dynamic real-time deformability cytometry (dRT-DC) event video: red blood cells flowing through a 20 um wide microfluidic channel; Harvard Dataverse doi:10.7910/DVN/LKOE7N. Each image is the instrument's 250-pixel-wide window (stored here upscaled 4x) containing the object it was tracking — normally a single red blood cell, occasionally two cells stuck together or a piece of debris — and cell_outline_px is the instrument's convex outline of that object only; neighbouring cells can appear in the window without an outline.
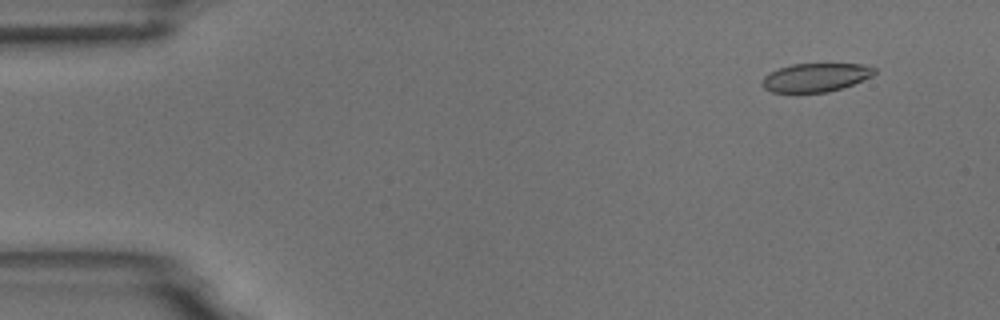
{"species": "common noctule bat (a hibernating species)", "species_latin": "Nyctalus noctula", "temperature_condition": "room temperature", "stored_images_in_passage": 8, "camera_frame_rate_fps": 3000, "um_per_image_px": 0.085, "animal": {"sex": "male", "body_mass_g": 18.8}, "frame": {"image": 1, "passage_image": 2, "time_ms": 1.0, "image_size_px": [1000, 320], "cell_outline_px": [[876, 72], [872, 76], [852, 84], [828, 92], [772, 92], [764, 88], [760, 84], [764, 76], [780, 68], [792, 64], [860, 64], [876, 68]], "centroid_in_image_um": [69.32, 6.58], "position_along_channel_um": 15.7, "area_um2": 18.44}}
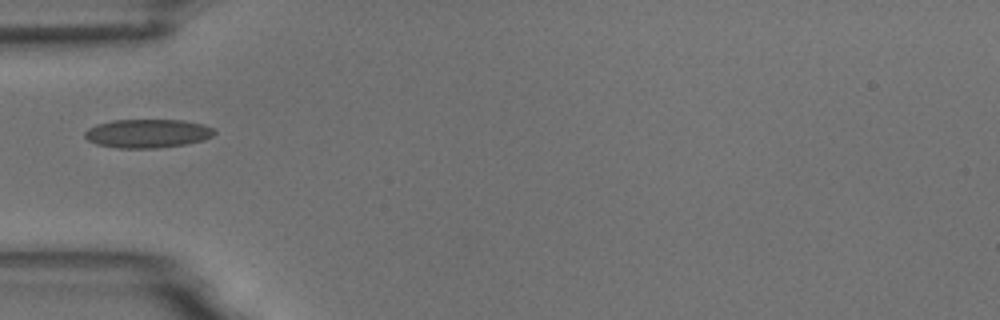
{"frame": {"image": 2, "passage_image": 5, "time_ms": 5.333, "image_size_px": [1000, 320], "cell_outline_px": [[216, 132], [212, 136], [204, 140], [184, 144], [156, 148], [116, 148], [96, 144], [88, 140], [84, 136], [84, 132], [88, 128], [96, 124], [112, 120], [184, 120], [204, 124], [216, 128]], "centroid_in_image_um": [12.55, 11.34], "position_along_channel_um": 72.4, "area_um2": 21.85}}